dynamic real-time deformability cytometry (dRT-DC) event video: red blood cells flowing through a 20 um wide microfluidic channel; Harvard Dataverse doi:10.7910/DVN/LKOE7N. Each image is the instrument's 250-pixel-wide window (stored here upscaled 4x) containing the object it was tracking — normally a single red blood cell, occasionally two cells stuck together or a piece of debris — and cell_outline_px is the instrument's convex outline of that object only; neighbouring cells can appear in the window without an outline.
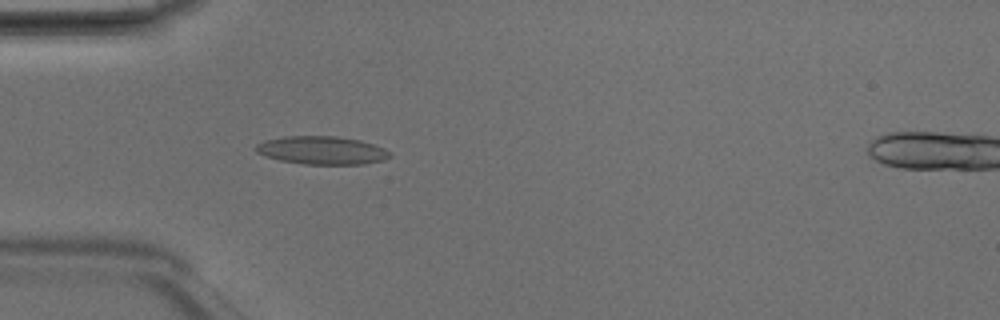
{"species": "Egyptian fruit bat (a non-hibernating species)", "species_latin": "Rousettus aegyptiacus", "temperature_condition": "room temperature", "stored_images_in_passage": 43, "camera_frame_rate_fps": 3000, "um_per_image_px": 0.085, "animal": {"sex": "male"}, "frame": {"image": 1, "passage_image": 9, "time_ms": 2.667, "image_size_px": [1000, 320], "cell_outline_px": [[392, 156], [384, 160], [364, 164], [304, 164], [280, 160], [264, 156], [256, 152], [256, 144], [264, 140], [284, 136], [336, 136], [360, 140], [384, 148]], "centroid_in_image_um": [27.34, 12.77], "position_along_channel_um": 57.7, "area_um2": 21.96}}
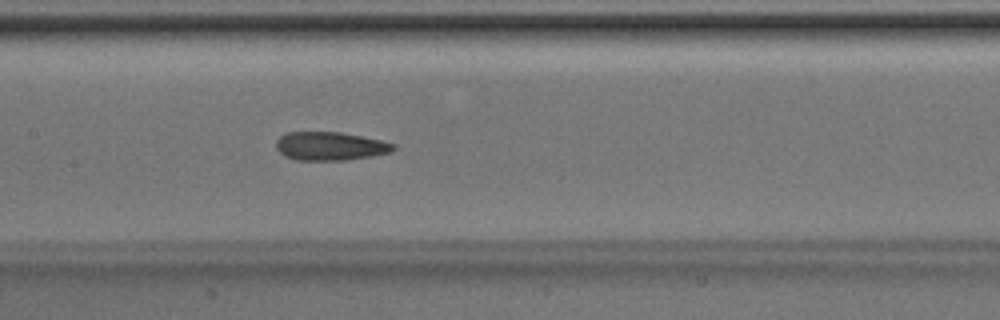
{"frame": {"image": 2, "passage_image": 18, "time_ms": 5.667, "image_size_px": [1000, 320], "cell_outline_px": [[396, 148], [388, 152], [368, 156], [344, 160], [296, 160], [284, 156], [276, 148], [276, 140], [284, 132], [340, 132], [380, 140], [396, 144]], "centroid_in_image_um": [28.0, 12.41], "position_along_channel_um": 179.4, "area_um2": 19.31}}
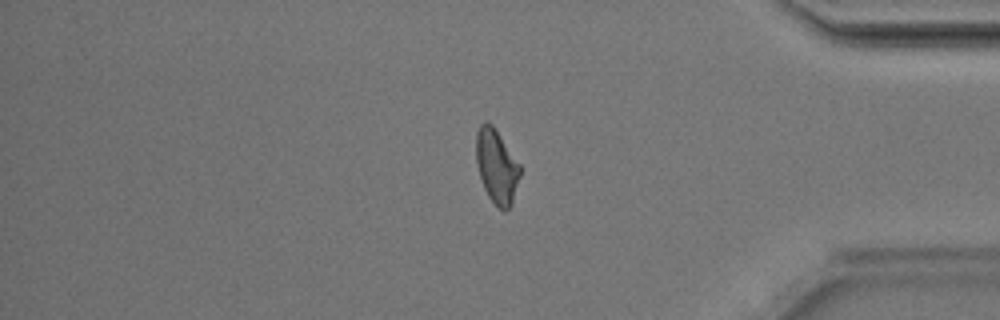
{"frame": {"image": 3, "passage_image": 35, "time_ms": 11.333, "image_size_px": [1000, 320], "cell_outline_px": [[520, 176], [512, 200], [508, 208], [504, 212], [488, 196], [484, 188], [476, 164], [476, 132], [480, 124], [484, 120], [488, 120], [492, 124], [520, 164]], "centroid_in_image_um": [42.19, 14.08], "position_along_channel_um": 393.0, "area_um2": 18.79}, "authors_computed_cell_mechanics": {"area_um2": 19.4208, "velocity_mm_per_s": 4.2044, "shape_relaxation_time_tau1_ms": null, "shape_relaxation_time_tau2_ms": 2.4385, "deformation_change_tau1": null, "deformation_change_tau2": 0.108}}